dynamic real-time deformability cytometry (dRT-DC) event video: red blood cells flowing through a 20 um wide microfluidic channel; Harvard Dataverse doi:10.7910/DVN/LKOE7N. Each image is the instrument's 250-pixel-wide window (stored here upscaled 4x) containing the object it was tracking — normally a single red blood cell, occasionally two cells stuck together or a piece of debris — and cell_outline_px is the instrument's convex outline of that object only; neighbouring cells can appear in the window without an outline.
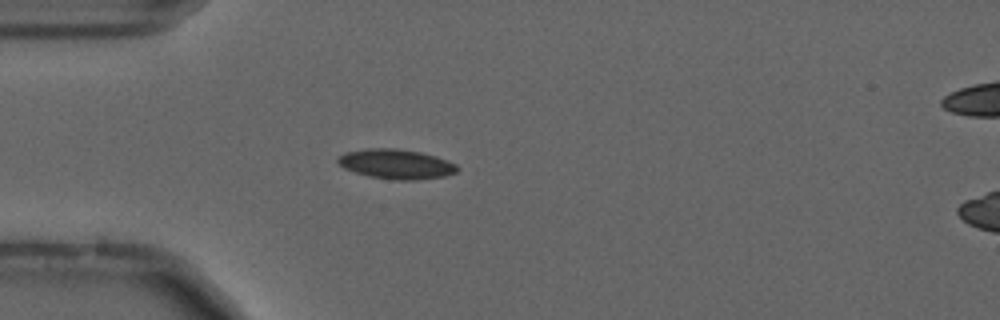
{"species": "common noctule bat (a hibernating species)", "species_latin": "Nyctalus noctula", "temperature_condition": "cold", "stored_images_in_passage": 55, "camera_frame_rate_fps": 3000, "um_per_image_px": 0.085, "animal": {"sex": "male", "forearm_length_mm": 52.5}, "frame": {"image": 1, "passage_image": 15, "time_ms": 4.667, "image_size_px": [1000, 320], "cell_outline_px": [[460, 168], [456, 172], [444, 176], [416, 180], [396, 180], [368, 176], [344, 168], [336, 160], [344, 152], [368, 148], [396, 148], [420, 152], [436, 156], [448, 160], [456, 164]], "centroid_in_image_um": [33.69, 13.94], "position_along_channel_um": 51.3, "area_um2": 20.69}}
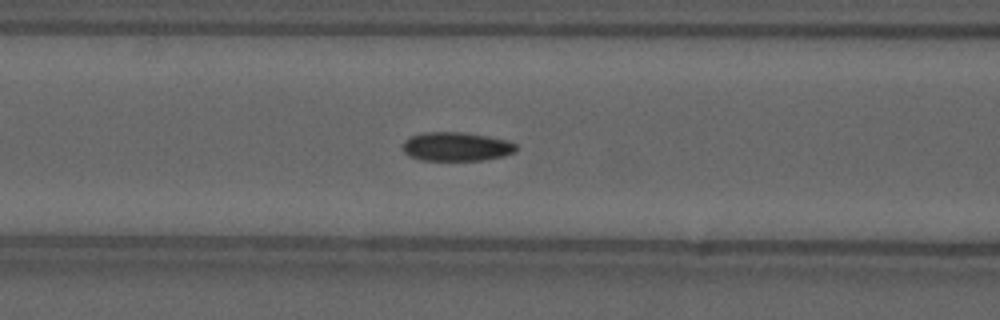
{"frame": {"image": 2, "passage_image": 22, "time_ms": 7.0, "image_size_px": [1000, 320], "cell_outline_px": [[516, 152], [504, 156], [484, 160], [420, 160], [408, 156], [404, 152], [404, 140], [412, 136], [424, 132], [460, 132], [488, 136], [508, 140], [516, 144]], "centroid_in_image_um": [38.81, 12.46], "position_along_channel_um": 127.8, "area_um2": 19.13}}
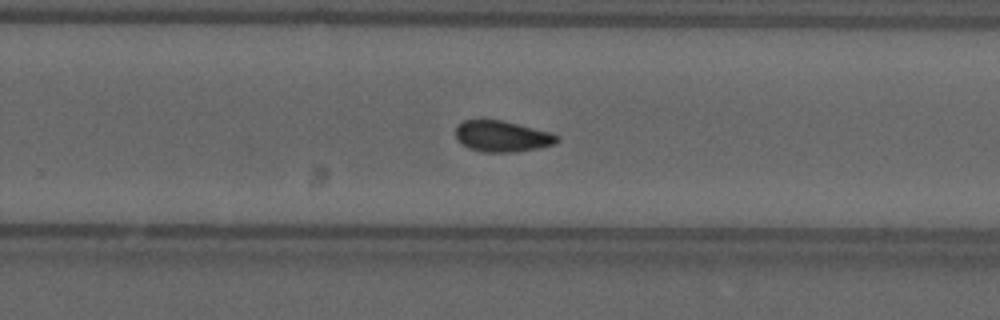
{"frame": {"image": 3, "passage_image": 35, "time_ms": 11.333, "image_size_px": [1000, 320], "cell_outline_px": [[560, 140], [556, 144], [540, 148], [516, 152], [484, 152], [468, 148], [460, 144], [456, 140], [456, 128], [464, 120], [500, 120], [552, 132], [560, 136]], "centroid_in_image_um": [42.72, 11.6], "position_along_channel_um": 287.1, "area_um2": 18.55}, "authors_computed_cell_mechanics": {"area_um2": 18.496, "velocity_mm_per_s": 3.6933, "shape_relaxation_time_tau1_ms": null, "shape_relaxation_time_tau2_ms": 4.3705, "deformation_change_tau1": null, "deformation_change_tau2": 0.087}}